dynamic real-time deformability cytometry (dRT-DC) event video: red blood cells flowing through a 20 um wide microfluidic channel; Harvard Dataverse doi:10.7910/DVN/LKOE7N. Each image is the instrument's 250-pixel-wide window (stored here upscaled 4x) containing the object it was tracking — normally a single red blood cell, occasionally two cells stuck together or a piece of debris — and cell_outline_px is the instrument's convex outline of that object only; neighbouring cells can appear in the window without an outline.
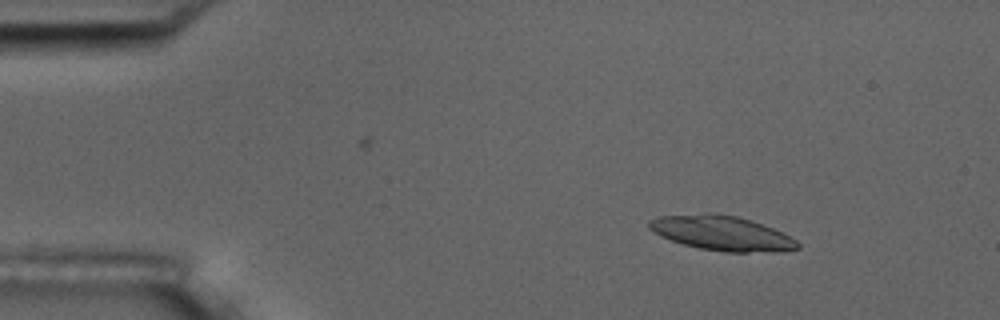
{"species": "common noctule bat (a hibernating species)", "species_latin": "Nyctalus noctula", "temperature_condition": "room temperature", "stored_images_in_passage": 6, "camera_frame_rate_fps": 3000, "um_per_image_px": 0.085, "animal": {"sex": "male", "body_mass_g": 17.5, "forearm_length_mm": 52.3}, "frame": {"image": 1, "passage_image": 2, "time_ms": 1.0, "image_size_px": [1000, 320], "cell_outline_px": [[800, 248], [748, 252], [728, 252], [700, 248], [684, 244], [660, 236], [648, 228], [648, 220], [660, 216], [708, 212], [716, 212], [736, 216], [772, 228], [796, 240], [800, 244]], "centroid_in_image_um": [61.26, 19.79], "position_along_channel_um": 23.7, "area_um2": 29.48}}